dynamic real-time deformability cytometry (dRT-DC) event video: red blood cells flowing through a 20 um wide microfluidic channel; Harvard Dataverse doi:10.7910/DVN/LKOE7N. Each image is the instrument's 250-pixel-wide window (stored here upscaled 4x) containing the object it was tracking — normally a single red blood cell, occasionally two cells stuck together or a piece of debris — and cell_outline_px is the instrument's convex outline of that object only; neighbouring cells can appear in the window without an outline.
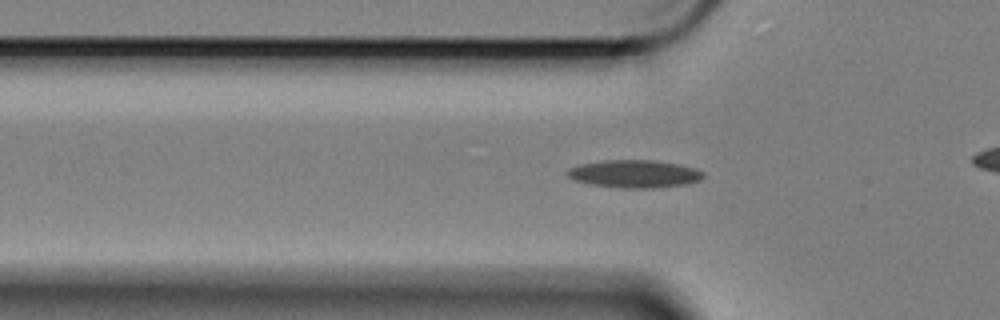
{"species": "Egyptian fruit bat (a non-hibernating species)", "species_latin": "Rousettus aegyptiacus", "temperature_condition": "cold", "stored_images_in_passage": 40, "camera_frame_rate_fps": 3000, "um_per_image_px": 0.085, "animal": {"sex": "female"}, "frame": {"image": 1, "passage_image": 11, "time_ms": 3.333, "image_size_px": [1000, 320], "cell_outline_px": [[704, 176], [700, 180], [688, 184], [652, 188], [620, 188], [592, 184], [576, 180], [568, 176], [568, 168], [580, 164], [604, 160], [656, 160], [680, 164], [696, 168], [704, 172]], "centroid_in_image_um": [53.98, 14.77], "position_along_channel_um": 71.8, "area_um2": 22.02}}
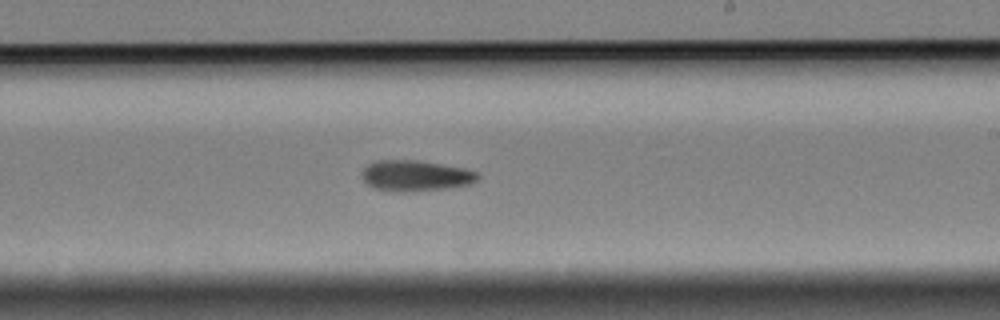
{"frame": {"image": 2, "passage_image": 27, "time_ms": 8.667, "image_size_px": [1000, 320], "cell_outline_px": [[480, 176], [472, 184], [448, 188], [404, 192], [396, 192], [372, 188], [360, 176], [360, 172], [368, 164], [376, 160], [416, 160], [464, 168], [476, 172]], "centroid_in_image_um": [35.28, 14.94], "position_along_channel_um": 253.7, "area_um2": 20.92}}
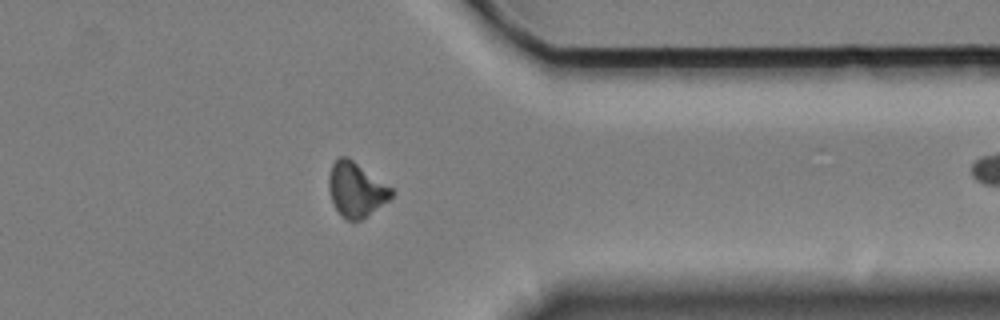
{"frame": {"image": 3, "passage_image": 39, "time_ms": 12.667, "image_size_px": [1000, 320], "cell_outline_px": [[396, 192], [388, 200], [360, 220], [348, 220], [340, 216], [332, 200], [328, 188], [328, 176], [332, 164], [340, 156], [344, 156], [352, 160], [392, 188]], "centroid_in_image_um": [30.25, 16.12], "position_along_channel_um": 381.2, "area_um2": 19.54}}